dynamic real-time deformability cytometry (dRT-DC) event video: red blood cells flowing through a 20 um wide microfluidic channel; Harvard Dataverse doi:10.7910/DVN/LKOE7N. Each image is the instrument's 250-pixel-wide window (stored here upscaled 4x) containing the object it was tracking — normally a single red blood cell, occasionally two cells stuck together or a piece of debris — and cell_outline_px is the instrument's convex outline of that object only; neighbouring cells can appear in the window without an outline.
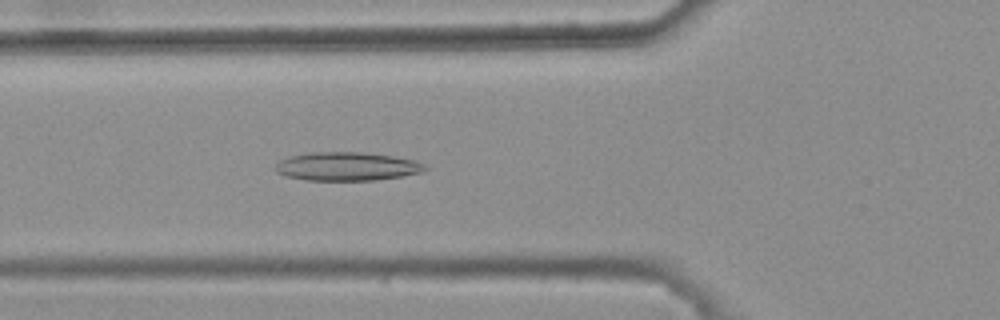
{"species": "common noctule bat (a hibernating species)", "species_latin": "Nyctalus noctula", "temperature_condition": "warm", "stored_images_in_passage": 40, "camera_frame_rate_fps": 3000, "um_per_image_px": 0.085, "animal": {"sex": "female", "body_mass_g": 25.1}, "frame": {"image": 1, "passage_image": 18, "time_ms": 5.667, "image_size_px": [1000, 320], "cell_outline_px": [[428, 168], [420, 172], [400, 176], [376, 180], [304, 180], [288, 176], [276, 172], [276, 164], [280, 160], [288, 156], [312, 152], [360, 152], [392, 156], [412, 160], [424, 164]], "centroid_in_image_um": [29.45, 14.14], "position_along_channel_um": 96.4, "area_um2": 24.62}}
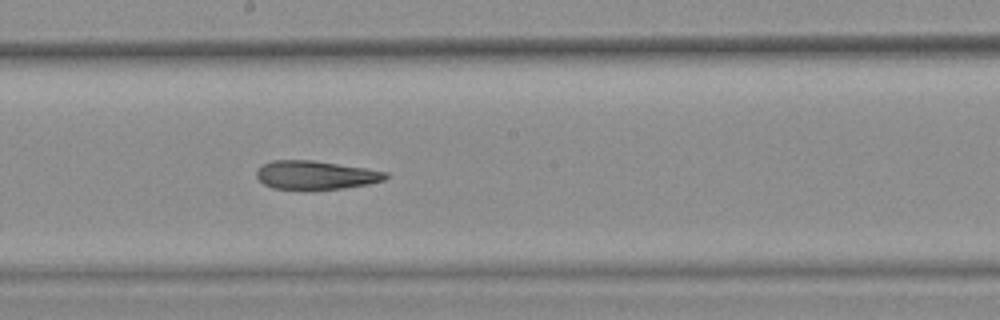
{"frame": {"image": 2, "passage_image": 28, "time_ms": 9.0, "image_size_px": [1000, 320], "cell_outline_px": [[388, 176], [384, 180], [368, 184], [344, 188], [312, 192], [308, 192], [272, 188], [264, 184], [256, 176], [256, 168], [272, 160], [312, 160], [364, 168], [388, 172]], "centroid_in_image_um": [26.78, 14.92], "position_along_channel_um": 221.4, "area_um2": 22.2}}
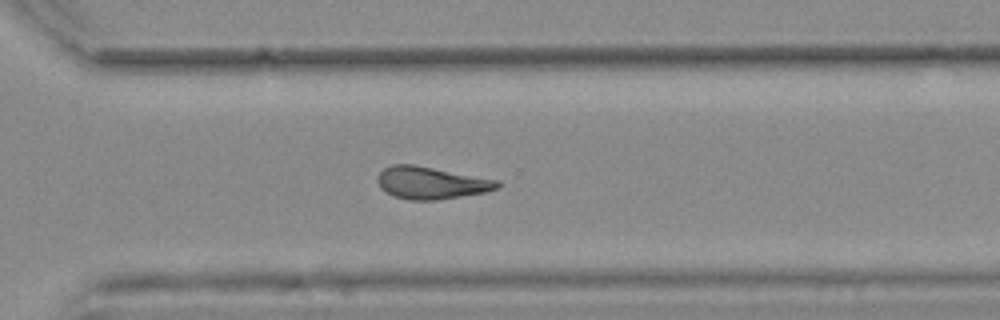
{"frame": {"image": 3, "passage_image": 37, "time_ms": 12.0, "image_size_px": [1000, 320], "cell_outline_px": [[500, 184], [496, 188], [488, 192], [436, 200], [408, 200], [392, 196], [380, 188], [376, 180], [376, 176], [384, 168], [392, 164], [412, 164], [500, 180]], "centroid_in_image_um": [36.62, 15.54], "position_along_channel_um": 334.0, "area_um2": 22.72}, "authors_computed_cell_mechanics": {"area_um2": 23.3801, "velocity_mm_per_s": 3.7468, "shape_relaxation_time_tau1_ms": null, "shape_relaxation_time_tau2_ms": 5.4229, "deformation_change_tau1": null, "deformation_change_tau2": 0.1552}}